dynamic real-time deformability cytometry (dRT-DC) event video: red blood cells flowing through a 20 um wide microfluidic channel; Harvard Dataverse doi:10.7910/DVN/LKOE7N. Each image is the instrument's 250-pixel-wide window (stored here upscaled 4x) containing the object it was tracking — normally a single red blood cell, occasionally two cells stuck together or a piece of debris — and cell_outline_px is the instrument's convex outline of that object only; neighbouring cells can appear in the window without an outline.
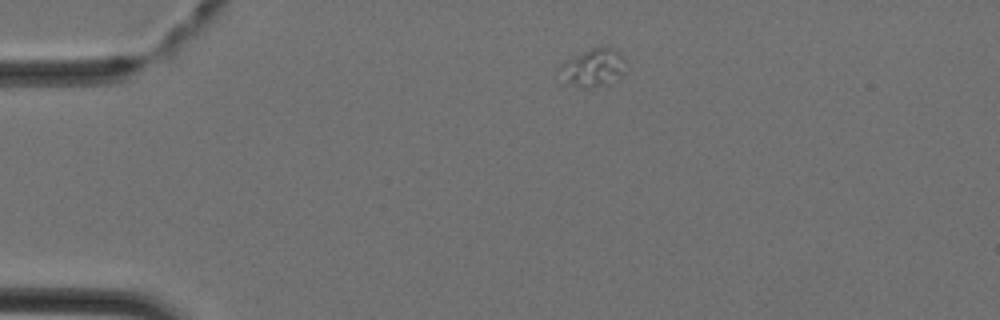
{"species": "Egyptian fruit bat (a non-hibernating species)", "species_latin": "Rousettus aegyptiacus", "temperature_condition": "cold", "stored_images_in_passage": 2, "camera_frame_rate_fps": 3000, "um_per_image_px": 0.085, "animal": {"sex": "female"}, "frame": {"image": 1, "passage_image": 1, "time_ms": 0.0, "image_size_px": [1000, 320], "cell_outline_px": [[624, 76], [608, 84], [588, 88], [580, 88], [564, 84], [556, 68], [564, 60], [592, 48], [612, 48], [620, 56]], "centroid_in_image_um": [50.28, 5.82], "position_along_channel_um": 34.7, "area_um2": 14.62}}